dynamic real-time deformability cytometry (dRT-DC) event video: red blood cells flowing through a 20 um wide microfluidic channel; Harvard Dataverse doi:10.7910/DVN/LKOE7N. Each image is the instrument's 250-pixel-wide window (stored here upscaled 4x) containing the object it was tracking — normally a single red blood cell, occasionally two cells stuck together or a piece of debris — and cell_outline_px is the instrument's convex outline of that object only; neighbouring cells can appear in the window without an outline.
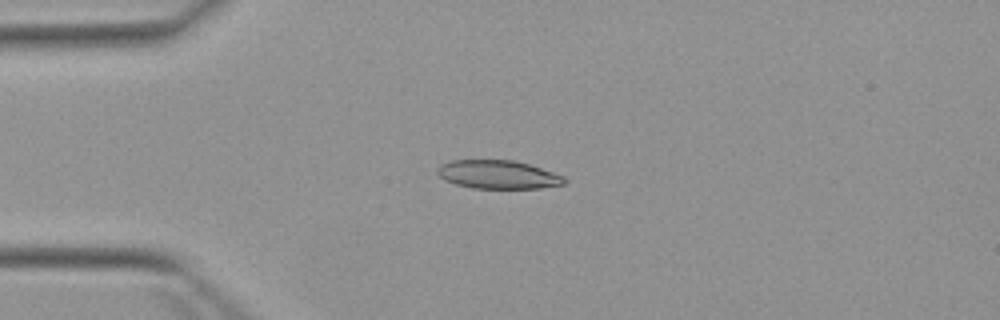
{"species": "Egyptian fruit bat (a non-hibernating species)", "species_latin": "Rousettus aegyptiacus", "temperature_condition": "warm", "stored_images_in_passage": 7, "camera_frame_rate_fps": 3000, "um_per_image_px": 0.085, "animal": {"sex": "female"}, "frame": {"image": 1, "passage_image": 4, "time_ms": 3.667, "image_size_px": [1000, 320], "cell_outline_px": [[568, 180], [564, 184], [540, 188], [472, 188], [456, 184], [444, 180], [436, 172], [440, 164], [448, 160], [516, 160], [564, 176]], "centroid_in_image_um": [42.31, 14.83], "position_along_channel_um": 42.7, "area_um2": 21.1}}
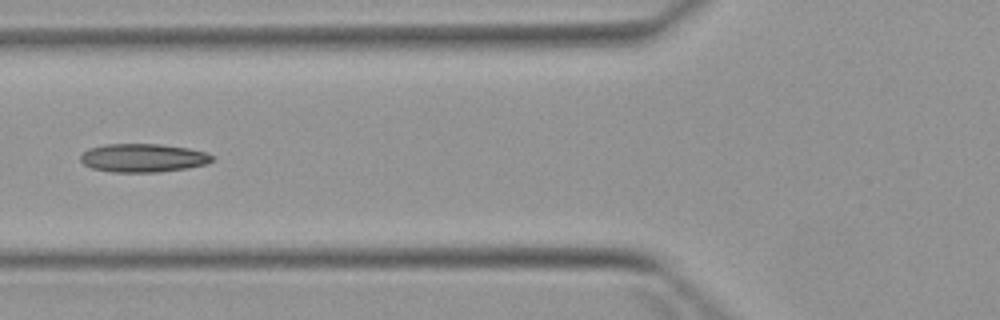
{"frame": {"image": 2, "passage_image": 6, "time_ms": 6.0, "image_size_px": [1000, 320], "cell_outline_px": [[212, 160], [208, 164], [188, 168], [160, 172], [112, 172], [92, 168], [84, 164], [80, 160], [80, 156], [88, 148], [104, 144], [160, 144], [188, 148], [204, 152], [212, 156]], "centroid_in_image_um": [12.14, 13.42], "position_along_channel_um": 113.7, "area_um2": 21.85}}
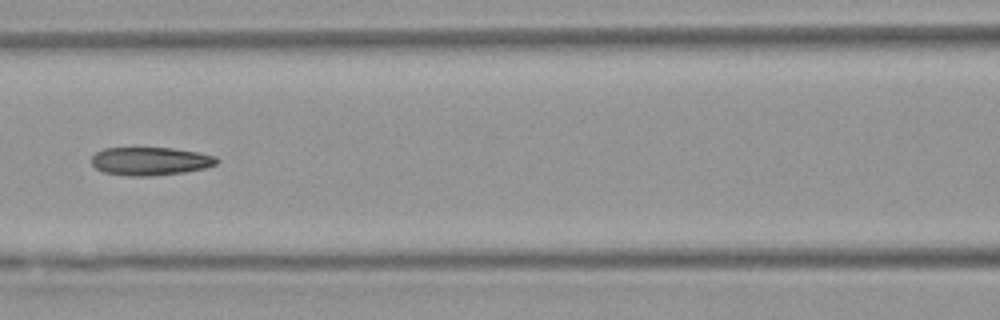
{"frame": {"image": 3, "passage_image": 7, "time_ms": 7.0, "image_size_px": [1000, 320], "cell_outline_px": [[220, 160], [216, 164], [204, 168], [184, 172], [148, 176], [128, 176], [104, 172], [96, 168], [92, 164], [92, 156], [96, 152], [104, 148], [172, 148], [200, 152], [216, 156]], "centroid_in_image_um": [12.79, 13.69], "position_along_channel_um": 153.8, "area_um2": 20.58}}